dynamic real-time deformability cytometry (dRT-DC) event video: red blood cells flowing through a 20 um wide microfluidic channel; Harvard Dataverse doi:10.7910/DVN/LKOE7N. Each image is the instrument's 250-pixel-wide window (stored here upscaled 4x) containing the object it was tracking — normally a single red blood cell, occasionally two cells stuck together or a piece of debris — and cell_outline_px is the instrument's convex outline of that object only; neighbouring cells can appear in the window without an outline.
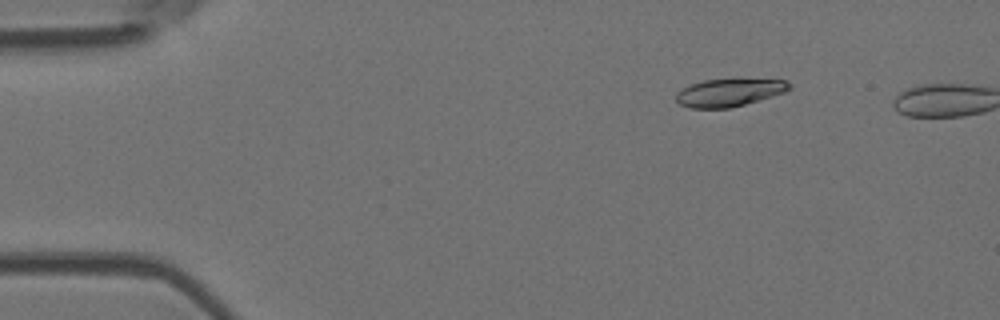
{"species": "Egyptian fruit bat (a non-hibernating species)", "species_latin": "Rousettus aegyptiacus", "temperature_condition": "room temperature", "stored_images_in_passage": 4, "camera_frame_rate_fps": 3000, "um_per_image_px": 0.085, "animal": {"sex": "female"}, "frame": {"image": 1, "passage_image": 2, "time_ms": 0.333, "image_size_px": [1000, 320], "cell_outline_px": [[792, 88], [784, 92], [744, 104], [728, 108], [692, 108], [680, 104], [676, 100], [676, 92], [688, 84], [704, 80], [788, 80]], "centroid_in_image_um": [61.93, 7.87], "position_along_channel_um": 23.1, "area_um2": 17.92}}